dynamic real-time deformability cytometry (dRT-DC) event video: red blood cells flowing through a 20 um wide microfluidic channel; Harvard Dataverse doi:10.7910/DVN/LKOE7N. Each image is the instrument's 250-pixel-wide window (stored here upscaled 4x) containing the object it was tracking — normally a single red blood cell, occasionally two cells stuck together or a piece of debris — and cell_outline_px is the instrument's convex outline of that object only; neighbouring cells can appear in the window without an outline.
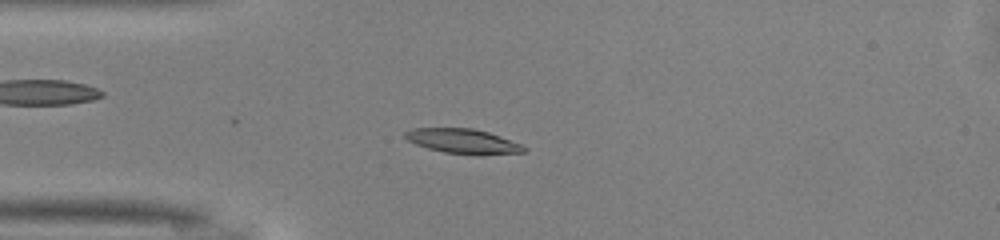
{"species": "common noctule bat (a hibernating species)", "species_latin": "Nyctalus noctula", "temperature_condition": "warm", "stored_images_in_passage": 49, "camera_frame_rate_fps": 3000, "um_per_image_px": 0.085, "animal": {"sex": "male", "body_mass_g": 13.0, "forearm_length_mm": 53.1}, "frame": {"image": 1, "passage_image": 12, "time_ms": 3.667, "image_size_px": [1000, 240], "cell_outline_px": [[528, 152], [476, 156], [444, 152], [428, 148], [416, 144], [408, 140], [404, 136], [404, 132], [412, 128], [472, 128], [488, 132], [500, 136], [520, 144], [528, 148]], "centroid_in_image_um": [39.39, 12.02], "position_along_channel_um": 45.6, "area_um2": 17.34}}
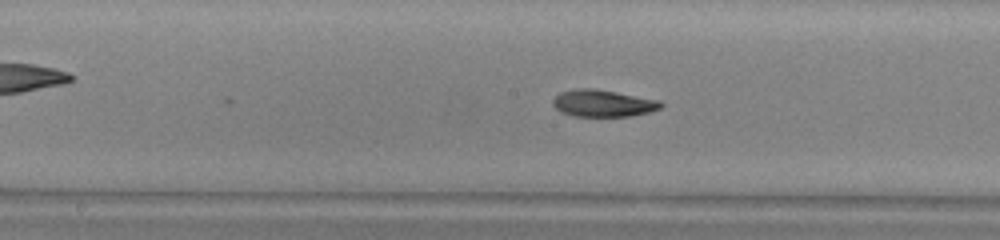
{"frame": {"image": 2, "passage_image": 24, "time_ms": 7.667, "image_size_px": [1000, 240], "cell_outline_px": [[664, 104], [660, 108], [648, 112], [632, 116], [576, 116], [560, 112], [552, 104], [552, 100], [560, 92], [576, 88], [592, 88], [616, 92], [660, 100]], "centroid_in_image_um": [51.24, 8.77], "position_along_channel_um": 197.0, "area_um2": 16.94}}
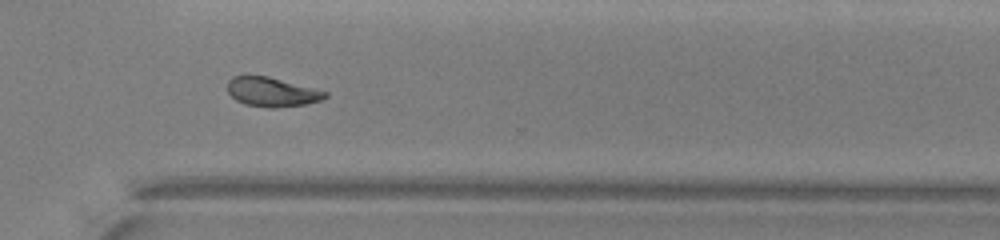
{"frame": {"image": 3, "passage_image": 35, "time_ms": 11.333, "image_size_px": [1000, 240], "cell_outline_px": [[328, 96], [320, 100], [304, 104], [276, 108], [268, 108], [244, 104], [236, 100], [228, 92], [228, 80], [232, 76], [268, 76], [328, 92]], "centroid_in_image_um": [23.09, 7.82], "position_along_channel_um": 347.5, "area_um2": 16.53}, "authors_computed_cell_mechanics": {"area_um2": 17.1088, "velocity_mm_per_s": 4.1047, "shape_relaxation_time_tau1_ms": 4.7501, "shape_relaxation_time_tau2_ms": 5.1814, "deformation_change_tau1": 0.1605, "deformation_change_tau2": 0.1228}}